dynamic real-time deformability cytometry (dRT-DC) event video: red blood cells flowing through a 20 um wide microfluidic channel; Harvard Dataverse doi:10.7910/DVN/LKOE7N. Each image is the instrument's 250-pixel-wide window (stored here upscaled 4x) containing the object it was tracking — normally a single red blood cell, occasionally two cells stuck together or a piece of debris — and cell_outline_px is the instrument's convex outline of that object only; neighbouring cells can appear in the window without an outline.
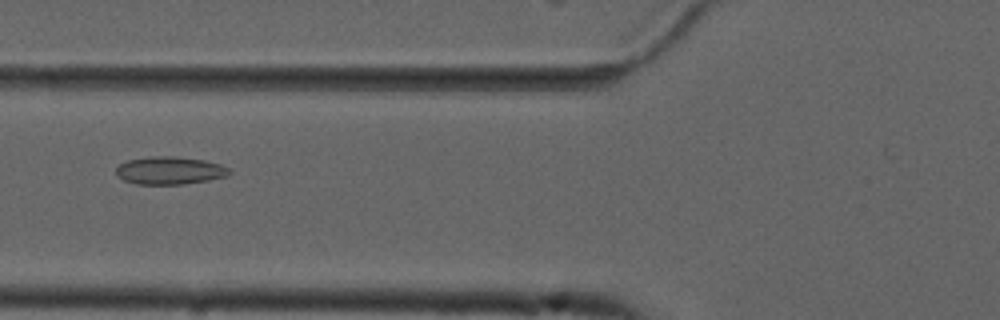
{"species": "common noctule bat (a hibernating species)", "species_latin": "Nyctalus noctula", "temperature_condition": "cold", "stored_images_in_passage": 45, "camera_frame_rate_fps": 3000, "um_per_image_px": 0.085, "animal": {"sex": "male", "forearm_length_mm": 52.5}, "frame": {"image": 1, "passage_image": 12, "time_ms": 3.667, "image_size_px": [1000, 320], "cell_outline_px": [[232, 172], [228, 176], [208, 180], [184, 184], [136, 184], [124, 180], [116, 176], [116, 168], [120, 164], [128, 160], [152, 156], [172, 156], [204, 160], [220, 164], [228, 168]], "centroid_in_image_um": [14.43, 14.5], "position_along_channel_um": 111.4, "area_um2": 18.32}}
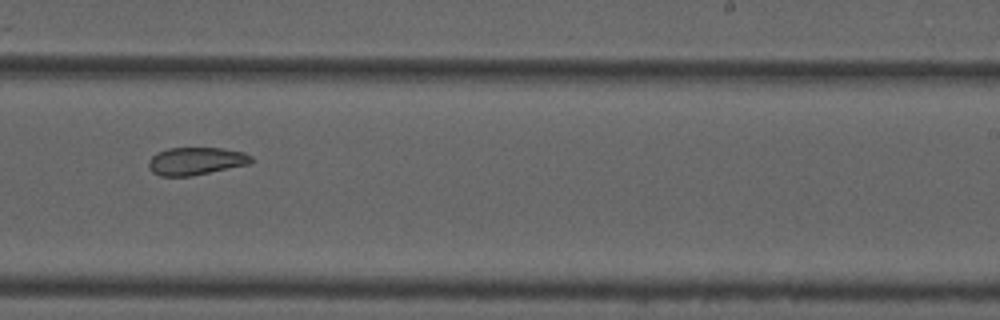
{"frame": {"image": 2, "passage_image": 25, "time_ms": 8.0, "image_size_px": [1000, 320], "cell_outline_px": [[252, 160], [248, 164], [192, 176], [160, 176], [152, 172], [148, 168], [148, 160], [156, 152], [168, 148], [220, 148], [244, 152], [252, 156]], "centroid_in_image_um": [16.6, 13.69], "position_along_channel_um": 272.4, "area_um2": 16.59}}
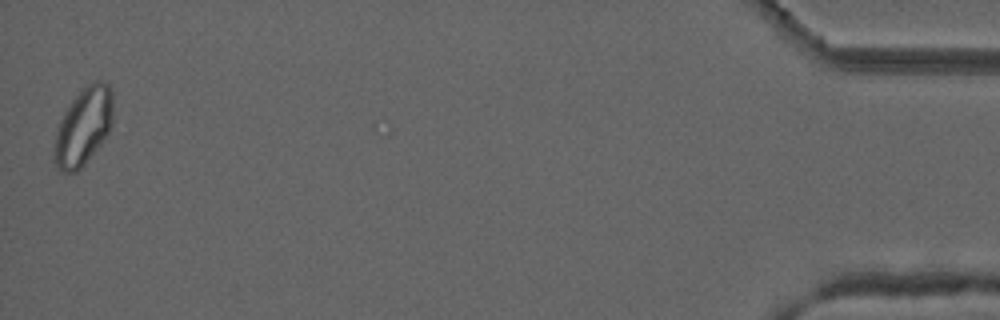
{"frame": {"image": 3, "passage_image": 45, "time_ms": 14.667, "image_size_px": [1000, 320], "cell_outline_px": [[112, 124], [104, 140], [84, 164], [76, 172], [60, 172], [56, 164], [56, 132], [60, 120], [64, 112], [72, 100], [88, 84], [96, 80], [104, 80], [112, 88]], "centroid_in_image_um": [7.13, 10.72], "position_along_channel_um": 428.1, "area_um2": 26.07}, "authors_computed_cell_mechanics": {"area_um2": 18.3226, "velocity_mm_per_s": 3.7185, "shape_relaxation_time_tau1_ms": null, "shape_relaxation_time_tau2_ms": 3.0506, "deformation_change_tau1": null, "deformation_change_tau2": 0.0801}}